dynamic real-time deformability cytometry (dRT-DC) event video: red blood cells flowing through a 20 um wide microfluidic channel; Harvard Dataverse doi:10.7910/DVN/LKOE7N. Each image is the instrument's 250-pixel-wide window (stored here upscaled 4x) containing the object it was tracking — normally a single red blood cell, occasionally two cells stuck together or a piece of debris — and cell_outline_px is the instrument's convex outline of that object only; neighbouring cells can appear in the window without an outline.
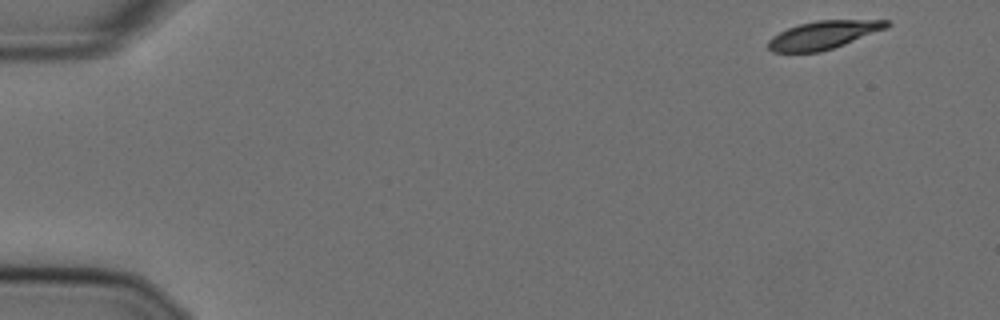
{"species": "Egyptian fruit bat (a non-hibernating species)", "species_latin": "Rousettus aegyptiacus", "temperature_condition": "cold", "stored_images_in_passage": 6, "camera_frame_rate_fps": 3000, "um_per_image_px": 0.085, "animal": {"sex": "female"}, "frame": {"image": 1, "passage_image": 1, "time_ms": 0.0, "image_size_px": [1000, 320], "cell_outline_px": [[892, 24], [888, 28], [844, 44], [820, 52], [772, 52], [768, 48], [768, 40], [772, 36], [788, 28], [800, 24], [816, 20], [888, 20]], "centroid_in_image_um": [70.0, 2.97], "position_along_channel_um": 15.0, "area_um2": 19.36}}